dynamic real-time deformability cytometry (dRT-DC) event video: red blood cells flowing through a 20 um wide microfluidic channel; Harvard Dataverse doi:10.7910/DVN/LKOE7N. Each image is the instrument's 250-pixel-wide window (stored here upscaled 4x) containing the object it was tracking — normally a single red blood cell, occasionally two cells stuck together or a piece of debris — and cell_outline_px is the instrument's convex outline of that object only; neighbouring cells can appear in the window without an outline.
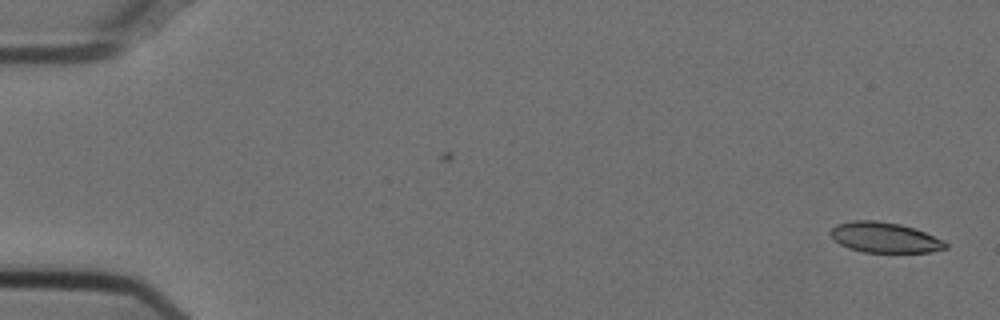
{"species": "Egyptian fruit bat (a non-hibernating species)", "species_latin": "Rousettus aegyptiacus", "temperature_condition": "cold", "stored_images_in_passage": 53, "camera_frame_rate_fps": 3000, "um_per_image_px": 0.085, "animal": {"sex": "female"}, "frame": {"image": 1, "passage_image": 1, "time_ms": 0.0, "image_size_px": [1000, 320], "cell_outline_px": [[948, 248], [928, 252], [864, 252], [848, 248], [840, 244], [832, 236], [832, 228], [836, 224], [852, 220], [876, 220], [900, 224], [924, 232], [944, 240], [948, 244]], "centroid_in_image_um": [75.21, 20.18], "position_along_channel_um": 9.8, "area_um2": 20.17}}
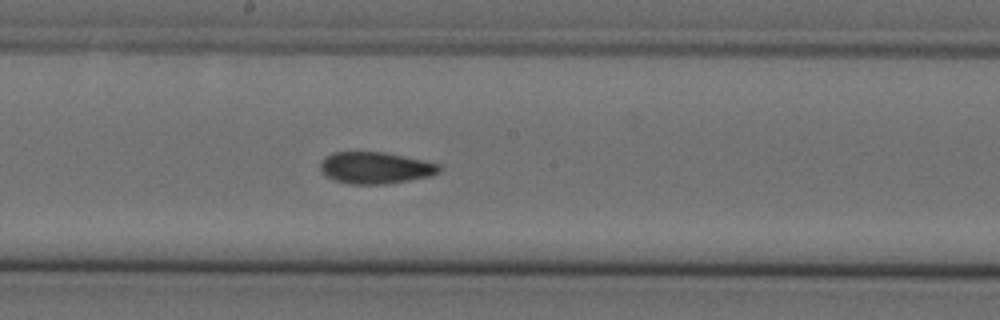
{"frame": {"image": 2, "passage_image": 29, "time_ms": 9.333, "image_size_px": [1000, 320], "cell_outline_px": [[444, 168], [440, 172], [432, 176], [384, 184], [348, 184], [324, 176], [320, 172], [320, 164], [332, 152], [384, 152], [440, 164]], "centroid_in_image_um": [31.93, 14.27], "position_along_channel_um": 216.3, "area_um2": 21.96}}
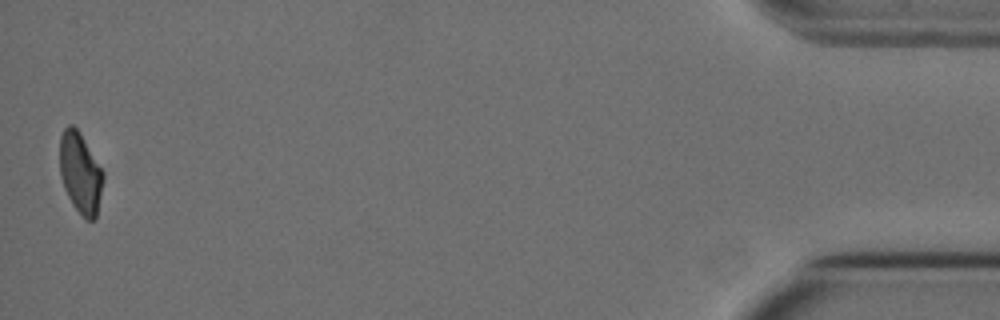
{"frame": {"image": 3, "passage_image": 53, "time_ms": 17.333, "image_size_px": [1000, 320], "cell_outline_px": [[104, 176], [96, 216], [92, 220], [84, 220], [72, 204], [64, 188], [60, 176], [60, 136], [64, 128], [68, 124], [72, 124], [80, 132], [104, 172]], "centroid_in_image_um": [6.82, 14.69], "position_along_channel_um": 428.4, "area_um2": 20.52}, "authors_computed_cell_mechanics": {"area_um2": 21.5594, "velocity_mm_per_s": 3.7341, "shape_relaxation_time_tau1_ms": null, "shape_relaxation_time_tau2_ms": 2.9599, "deformation_change_tau1": null, "deformation_change_tau2": 0.0903}}